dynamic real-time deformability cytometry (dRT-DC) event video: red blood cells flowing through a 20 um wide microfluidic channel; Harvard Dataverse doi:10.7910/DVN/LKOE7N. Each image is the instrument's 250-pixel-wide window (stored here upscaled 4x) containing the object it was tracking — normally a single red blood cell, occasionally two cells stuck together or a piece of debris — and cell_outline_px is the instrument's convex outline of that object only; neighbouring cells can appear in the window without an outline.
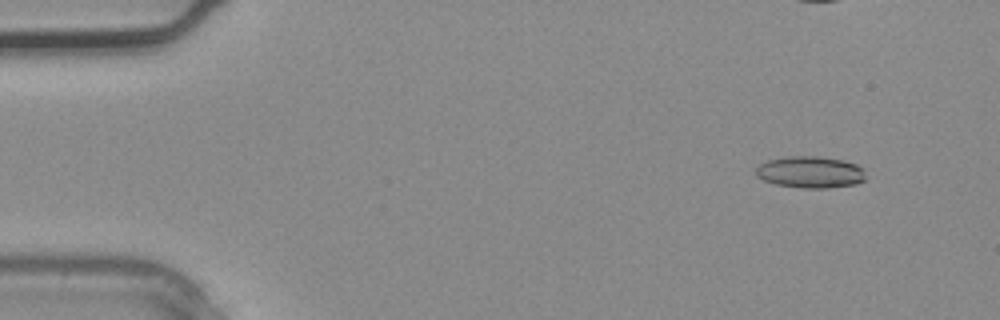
{"species": "common noctule bat (a hibernating species)", "species_latin": "Nyctalus noctula", "temperature_condition": "warm", "stored_images_in_passage": 5, "camera_frame_rate_fps": 3000, "um_per_image_px": 0.085, "animal": {"sex": "male", "body_mass_g": 20.4}, "frame": {"image": 1, "passage_image": 1, "time_ms": 0.0, "image_size_px": [1000, 320], "cell_outline_px": [[864, 180], [856, 184], [828, 188], [800, 188], [776, 184], [764, 180], [756, 176], [756, 168], [760, 164], [768, 160], [784, 156], [816, 156], [844, 160], [856, 164], [864, 168]], "centroid_in_image_um": [68.88, 14.63], "position_along_channel_um": 16.1, "area_um2": 20.4}}